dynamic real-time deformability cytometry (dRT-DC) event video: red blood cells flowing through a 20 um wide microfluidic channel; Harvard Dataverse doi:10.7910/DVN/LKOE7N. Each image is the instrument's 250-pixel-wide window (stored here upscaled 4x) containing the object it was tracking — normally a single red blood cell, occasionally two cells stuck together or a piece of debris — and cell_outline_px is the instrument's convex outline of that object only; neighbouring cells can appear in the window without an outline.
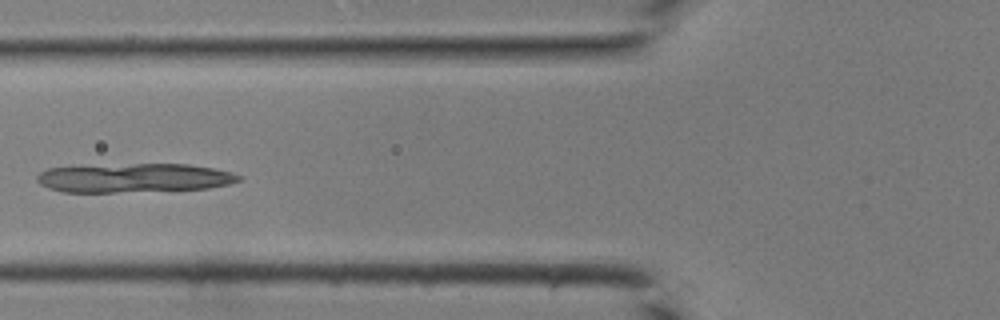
{"species": "common noctule bat (a hibernating species)", "species_latin": "Nyctalus noctula", "temperature_condition": "room temperature", "stored_images_in_passage": 24, "camera_frame_rate_fps": 3000, "um_per_image_px": 0.085, "animal": {"sex": "male", "body_mass_g": 19.0, "forearm_length_mm": 50.8}, "frame": {"image": 1, "passage_image": 5, "time_ms": 1.333, "image_size_px": [1000, 320], "cell_outline_px": [[244, 176], [240, 180], [228, 184], [208, 188], [116, 192], [64, 192], [48, 188], [40, 184], [36, 180], [36, 176], [40, 172], [48, 168], [136, 164], [188, 164], [212, 168], [232, 172]], "centroid_in_image_um": [11.41, 15.12], "position_along_channel_um": 114.4, "area_um2": 33.76}}
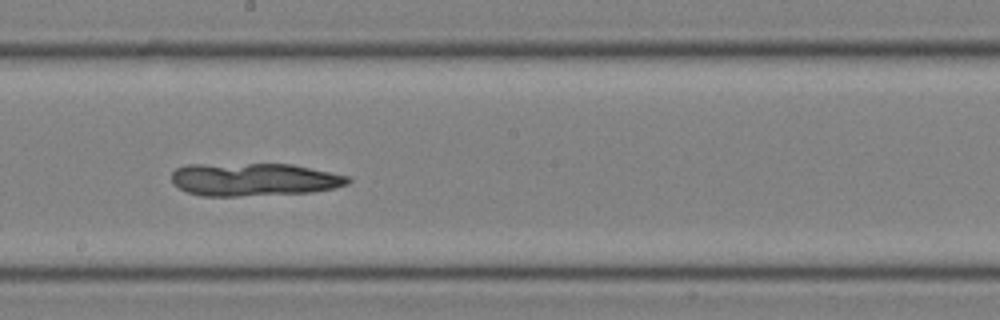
{"frame": {"image": 2, "passage_image": 12, "time_ms": 3.667, "image_size_px": [1000, 320], "cell_outline_px": [[352, 180], [348, 184], [332, 188], [312, 192], [236, 196], [200, 196], [188, 192], [172, 184], [172, 172], [176, 168], [188, 164], [292, 164], [348, 176]], "centroid_in_image_um": [21.55, 15.25], "position_along_channel_um": 226.7, "area_um2": 33.81}}
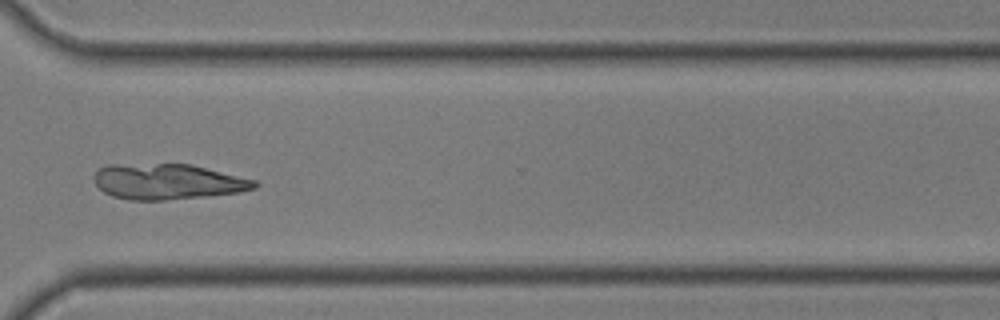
{"frame": {"image": 3, "passage_image": 20, "time_ms": 6.333, "image_size_px": [1000, 320], "cell_outline_px": [[260, 184], [256, 188], [240, 192], [204, 196], [164, 200], [128, 200], [112, 196], [104, 192], [96, 184], [92, 176], [100, 168], [108, 164], [192, 164], [256, 180]], "centroid_in_image_um": [14.26, 15.43], "position_along_channel_um": 356.3, "area_um2": 33.35}}